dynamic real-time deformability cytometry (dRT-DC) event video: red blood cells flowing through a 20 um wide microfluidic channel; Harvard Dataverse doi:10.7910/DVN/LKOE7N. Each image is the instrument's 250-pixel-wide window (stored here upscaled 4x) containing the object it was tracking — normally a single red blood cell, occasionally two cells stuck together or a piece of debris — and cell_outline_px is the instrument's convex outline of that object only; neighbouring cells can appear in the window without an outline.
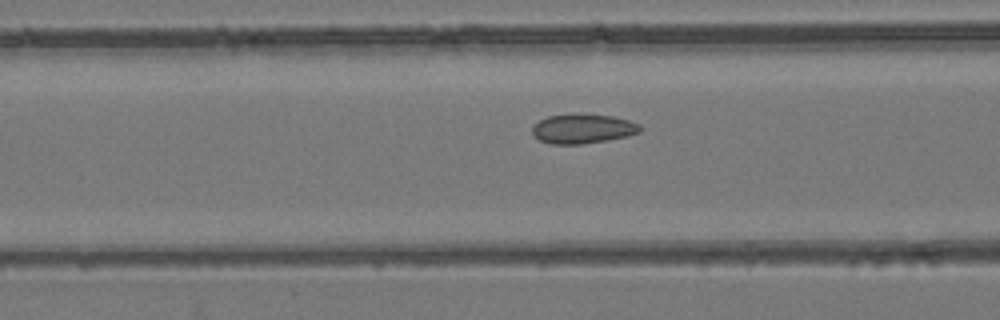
{"species": "common noctule bat (a hibernating species)", "species_latin": "Nyctalus noctula", "temperature_condition": "room temperature", "stored_images_in_passage": 56, "camera_frame_rate_fps": 3000, "um_per_image_px": 0.085, "animal": {"sex": "female", "body_mass_g": 24.6, "forearm_length_mm": 56.2}, "frame": {"image": 1, "passage_image": 23, "time_ms": 7.333, "image_size_px": [1000, 320], "cell_outline_px": [[644, 128], [640, 132], [628, 136], [608, 140], [580, 144], [552, 144], [540, 140], [532, 136], [532, 128], [540, 120], [548, 116], [572, 112], [612, 116], [628, 120], [640, 124]], "centroid_in_image_um": [49.55, 10.92], "position_along_channel_um": 117.1, "area_um2": 18.9}}
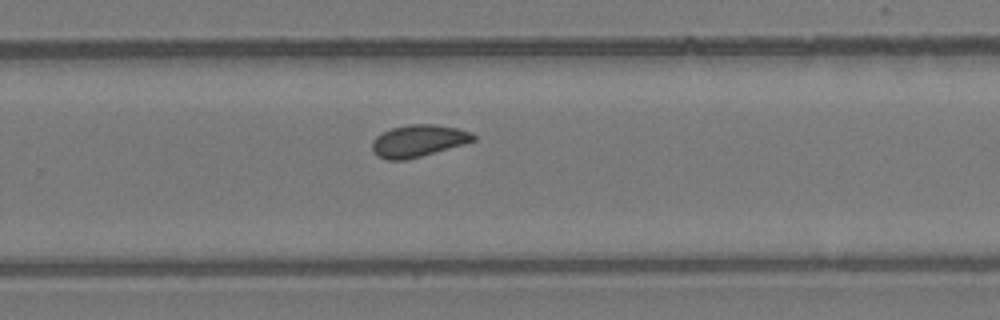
{"frame": {"image": 2, "passage_image": 37, "time_ms": 12.0, "image_size_px": [1000, 320], "cell_outline_px": [[476, 140], [464, 144], [408, 160], [388, 160], [376, 156], [372, 148], [372, 140], [376, 136], [392, 128], [408, 124], [432, 124], [456, 128], [472, 132], [476, 136]], "centroid_in_image_um": [35.55, 11.98], "position_along_channel_um": 294.2, "area_um2": 18.96}}
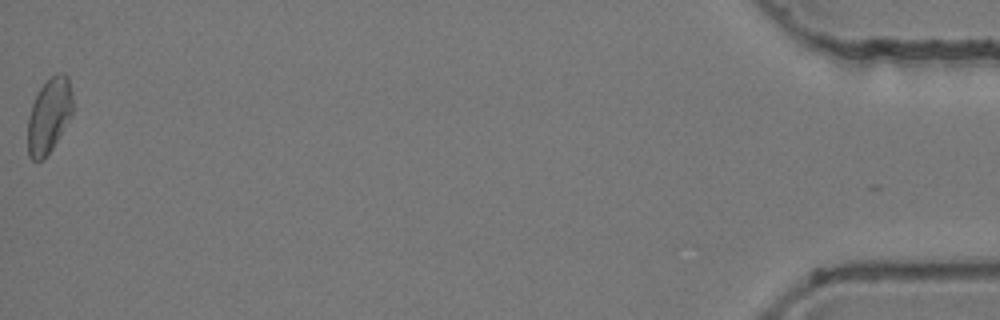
{"frame": {"image": 3, "passage_image": 56, "time_ms": 18.333, "image_size_px": [1000, 320], "cell_outline_px": [[72, 112], [68, 120], [52, 148], [44, 160], [32, 160], [28, 156], [28, 116], [32, 104], [40, 88], [56, 72], [64, 72], [68, 76], [72, 96]], "centroid_in_image_um": [4.16, 9.82], "position_along_channel_um": 431.0, "area_um2": 19.42}, "authors_computed_cell_mechanics": {"area_um2": 19.0451, "velocity_mm_per_s": 3.7964, "shape_relaxation_time_tau1_ms": null, "shape_relaxation_time_tau2_ms": 1.0359, "deformation_change_tau1": null, "deformation_change_tau2": 0.0558}}